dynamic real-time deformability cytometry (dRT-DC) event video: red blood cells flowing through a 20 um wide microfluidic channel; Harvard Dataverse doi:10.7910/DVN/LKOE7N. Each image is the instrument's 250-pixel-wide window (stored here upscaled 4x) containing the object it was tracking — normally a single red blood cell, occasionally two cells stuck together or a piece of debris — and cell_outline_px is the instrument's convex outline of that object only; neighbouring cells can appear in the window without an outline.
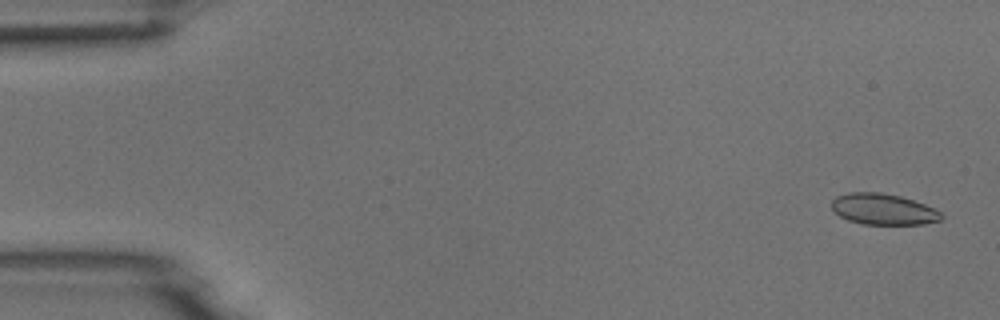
{"species": "common noctule bat (a hibernating species)", "species_latin": "Nyctalus noctula", "temperature_condition": "room temperature", "stored_images_in_passage": 6, "segment_of_instrument_passage": [1, 2], "camera_frame_rate_fps": 3000, "um_per_image_px": 0.085, "animal": {"sex": "male", "body_mass_g": 18.8}, "frame": {"image": 1, "passage_image": 1, "time_ms": 0.0, "image_size_px": [1000, 320], "cell_outline_px": [[944, 216], [940, 220], [924, 224], [864, 224], [848, 220], [840, 216], [832, 208], [832, 200], [836, 196], [848, 192], [880, 192], [900, 196], [924, 204], [940, 212]], "centroid_in_image_um": [75.06, 17.78], "position_along_channel_um": 9.9, "area_um2": 19.71}}
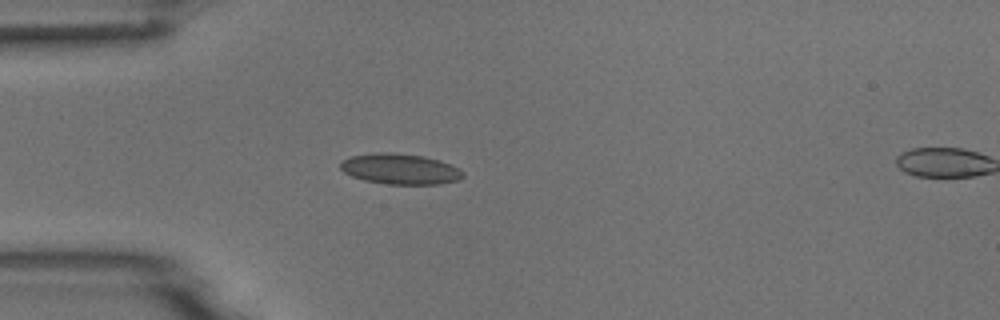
{"frame": {"image": 2, "passage_image": 5, "time_ms": 4.333, "image_size_px": [1000, 320], "cell_outline_px": [[464, 176], [460, 180], [440, 184], [388, 184], [364, 180], [352, 176], [344, 172], [340, 168], [340, 164], [344, 160], [352, 156], [376, 152], [388, 152], [424, 156], [440, 160], [460, 168], [464, 172]], "centroid_in_image_um": [34.06, 14.36], "position_along_channel_um": 50.9, "area_um2": 21.91}}